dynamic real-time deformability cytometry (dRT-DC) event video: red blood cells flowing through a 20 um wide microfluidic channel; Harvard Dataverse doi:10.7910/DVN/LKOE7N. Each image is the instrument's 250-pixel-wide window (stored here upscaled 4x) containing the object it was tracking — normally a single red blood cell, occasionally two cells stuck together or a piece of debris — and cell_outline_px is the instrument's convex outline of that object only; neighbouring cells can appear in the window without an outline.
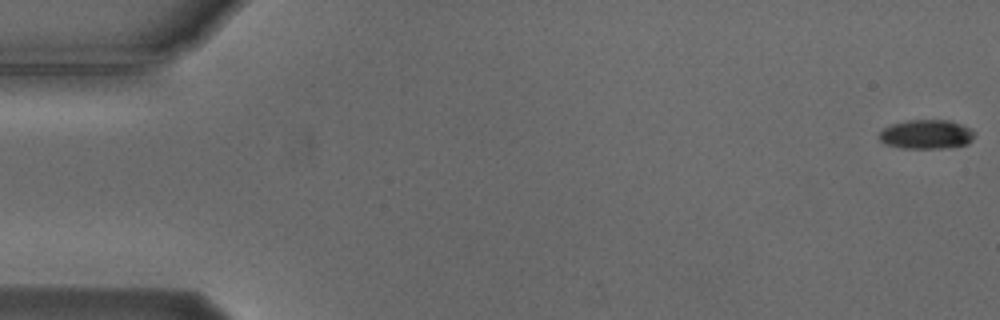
{"species": "Egyptian fruit bat (a non-hibernating species)", "species_latin": "Rousettus aegyptiacus", "temperature_condition": "cold", "stored_images_in_passage": 55, "camera_frame_rate_fps": 3000, "um_per_image_px": 0.085, "animal": {"sex": "male"}, "frame": {"image": 1, "passage_image": 1, "time_ms": 0.0, "image_size_px": [1000, 320], "cell_outline_px": [[976, 132], [972, 140], [968, 144], [948, 148], [900, 148], [884, 144], [880, 140], [880, 132], [884, 128], [892, 124], [908, 120], [948, 120], [972, 128]], "centroid_in_image_um": [78.78, 11.42], "position_along_channel_um": 6.2, "area_um2": 16.36}}
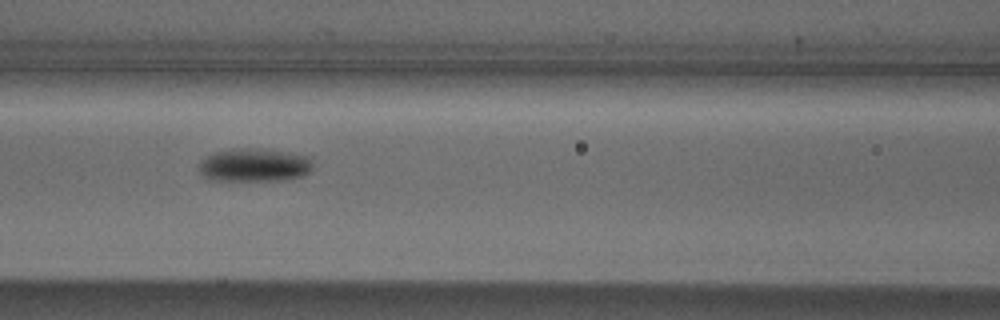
{"frame": {"image": 2, "passage_image": 24, "time_ms": 7.667, "image_size_px": [1000, 320], "cell_outline_px": [[312, 168], [304, 176], [276, 180], [212, 180], [200, 176], [200, 160], [216, 152], [240, 148], [248, 148], [292, 152], [308, 156], [312, 160]], "centroid_in_image_um": [21.63, 14.03], "position_along_channel_um": 145.0, "area_um2": 21.96}}
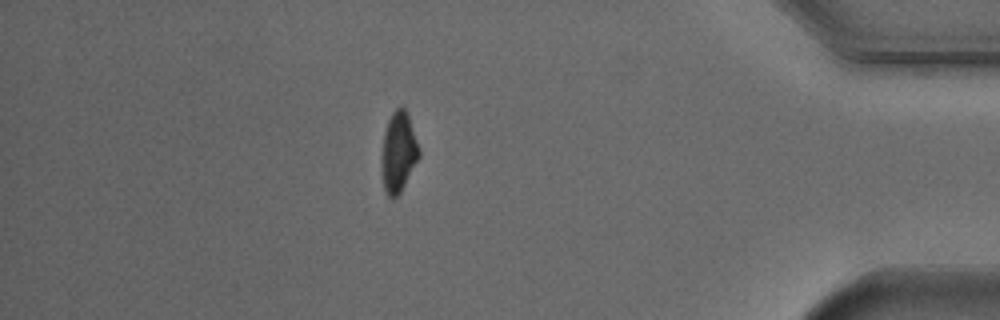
{"frame": {"image": 3, "passage_image": 48, "time_ms": 15.667, "image_size_px": [1000, 320], "cell_outline_px": [[420, 156], [400, 192], [396, 196], [388, 196], [384, 188], [380, 160], [380, 156], [384, 132], [388, 120], [392, 112], [396, 108], [404, 108], [408, 116], [420, 148]], "centroid_in_image_um": [33.85, 12.92], "position_along_channel_um": 401.3, "area_um2": 17.4}, "authors_computed_cell_mechanics": {"area_um2": 17.918, "velocity_mm_per_s": 3.7584, "shape_relaxation_time_tau1_ms": 2.3775, "shape_relaxation_time_tau2_ms": null, "deformation_change_tau1": 0.11, "deformation_change_tau2": null}}